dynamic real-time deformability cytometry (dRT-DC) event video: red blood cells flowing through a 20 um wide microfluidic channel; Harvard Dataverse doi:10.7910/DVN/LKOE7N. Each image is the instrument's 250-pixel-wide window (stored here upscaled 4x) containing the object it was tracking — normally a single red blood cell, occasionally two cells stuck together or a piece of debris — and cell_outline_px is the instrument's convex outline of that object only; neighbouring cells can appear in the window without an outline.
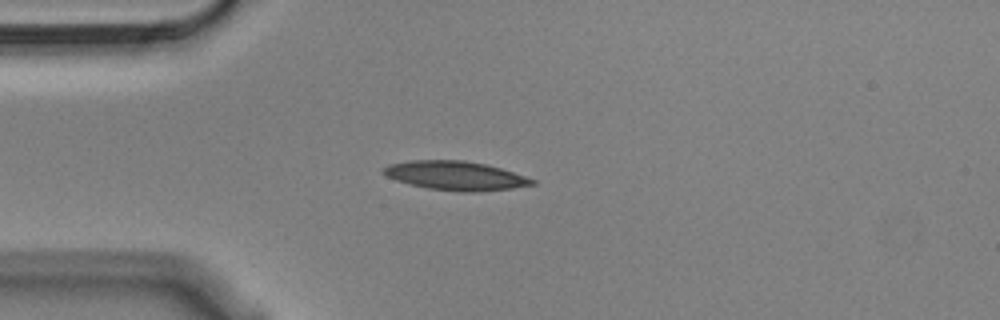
{"species": "Egyptian fruit bat (a non-hibernating species)", "species_latin": "Rousettus aegyptiacus", "temperature_condition": "cold", "stored_images_in_passage": 36, "camera_frame_rate_fps": 3000, "um_per_image_px": 0.085, "animal": {"sex": "male"}, "frame": {"image": 1, "passage_image": 1, "time_ms": 0.0, "image_size_px": [1000, 320], "cell_outline_px": [[536, 184], [512, 188], [476, 192], [460, 192], [428, 188], [396, 180], [380, 172], [388, 164], [412, 160], [464, 160], [484, 164], [500, 168], [536, 180]], "centroid_in_image_um": [38.71, 14.93], "position_along_channel_um": 46.3, "area_um2": 24.91}}
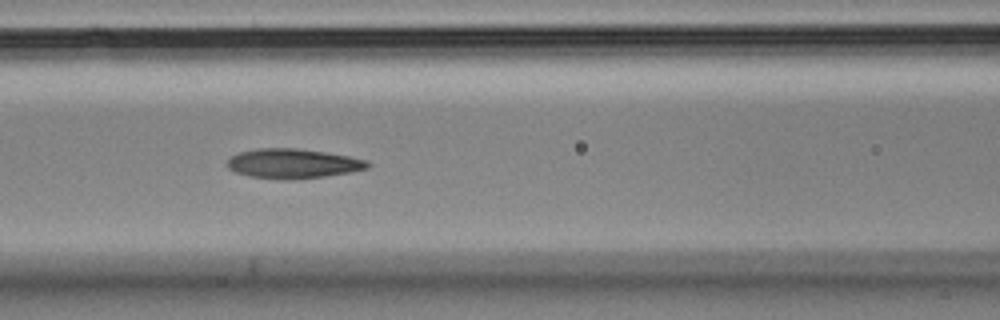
{"frame": {"image": 2, "passage_image": 10, "time_ms": 3.0, "image_size_px": [1000, 320], "cell_outline_px": [[368, 168], [348, 172], [324, 176], [296, 180], [252, 176], [236, 172], [228, 168], [228, 160], [232, 156], [240, 152], [256, 148], [296, 148], [324, 152], [348, 156], [368, 160]], "centroid_in_image_um": [24.9, 13.89], "position_along_channel_um": 141.7, "area_um2": 23.81}}
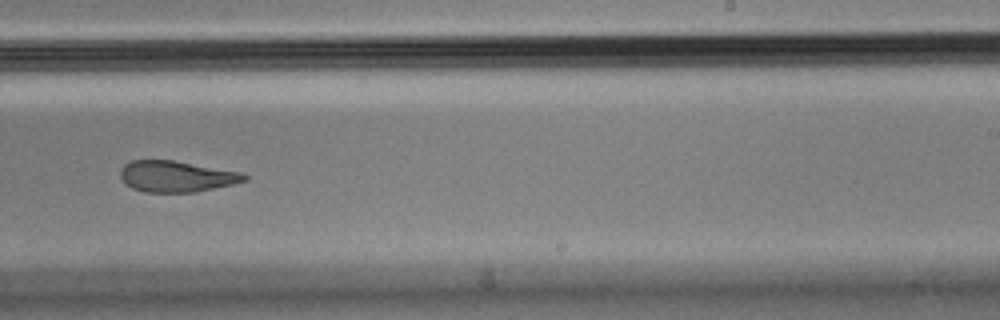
{"frame": {"image": 3, "passage_image": 21, "time_ms": 6.667, "image_size_px": [1000, 320], "cell_outline_px": [[248, 180], [236, 184], [196, 192], [144, 192], [132, 188], [124, 184], [120, 176], [120, 168], [124, 164], [132, 160], [172, 160], [240, 172], [248, 176]], "centroid_in_image_um": [14.98, 15.0], "position_along_channel_um": 274.0, "area_um2": 22.66}, "authors_computed_cell_mechanics": {"area_um2": 23.987, "velocity_mm_per_s": 3.6214, "shape_relaxation_time_tau1_ms": null, "shape_relaxation_time_tau2_ms": 4.1971, "deformation_change_tau1": null, "deformation_change_tau2": 0.1234}}